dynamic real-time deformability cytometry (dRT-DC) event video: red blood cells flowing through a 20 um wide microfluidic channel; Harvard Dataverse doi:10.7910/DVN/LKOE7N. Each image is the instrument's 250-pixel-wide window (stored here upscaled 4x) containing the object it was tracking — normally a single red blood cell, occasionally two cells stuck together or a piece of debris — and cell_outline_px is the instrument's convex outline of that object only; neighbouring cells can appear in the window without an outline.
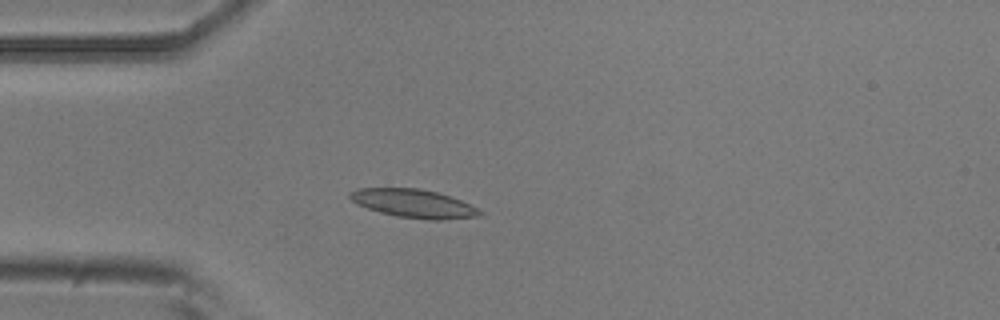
{"species": "common noctule bat (a hibernating species)", "species_latin": "Nyctalus noctula", "temperature_condition": "room temperature", "stored_images_in_passage": 1, "camera_frame_rate_fps": 3000, "um_per_image_px": 0.085, "animal": {"sex": "male", "body_mass_g": 20.5, "forearm_length_mm": 52.5}, "frame": {"image": 1, "passage_image": 1, "time_ms": 0.0, "image_size_px": [1000, 320], "cell_outline_px": [[484, 216], [440, 220], [428, 220], [396, 216], [380, 212], [356, 204], [348, 196], [348, 192], [356, 188], [420, 188], [436, 192], [460, 200], [484, 212]], "centroid_in_image_um": [35.14, 17.3], "position_along_channel_um": 49.9, "area_um2": 21.56}}